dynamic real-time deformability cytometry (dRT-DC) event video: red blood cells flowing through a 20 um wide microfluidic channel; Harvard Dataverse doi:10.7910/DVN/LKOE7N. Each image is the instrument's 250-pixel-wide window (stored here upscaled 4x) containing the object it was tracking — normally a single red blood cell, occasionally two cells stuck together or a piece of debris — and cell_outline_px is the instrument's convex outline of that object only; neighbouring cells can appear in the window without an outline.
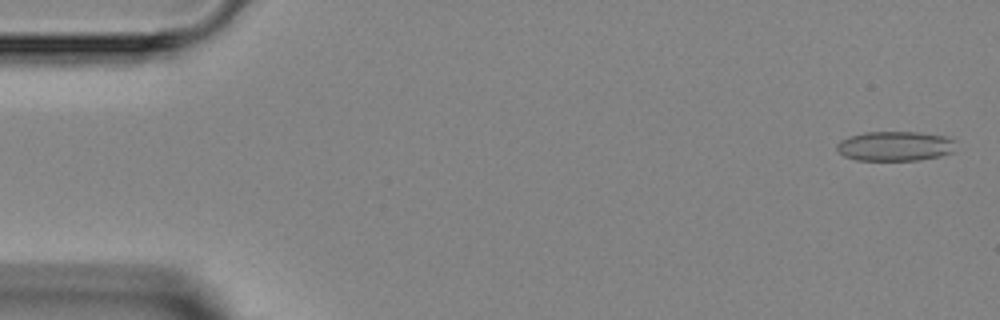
{"species": "Egyptian fruit bat (a non-hibernating species)", "species_latin": "Rousettus aegyptiacus", "temperature_condition": "room temperature", "stored_images_in_passage": 4, "camera_frame_rate_fps": 3000, "um_per_image_px": 0.085, "animal": {"sex": "female"}, "frame": {"image": 1, "passage_image": 1, "time_ms": 0.0, "image_size_px": [1000, 320], "cell_outline_px": [[956, 140], [952, 152], [940, 156], [920, 160], [856, 160], [844, 156], [836, 148], [836, 144], [840, 140], [864, 132], [920, 132], [944, 136]], "centroid_in_image_um": [76.08, 12.42], "position_along_channel_um": 8.9, "area_um2": 20.58}}
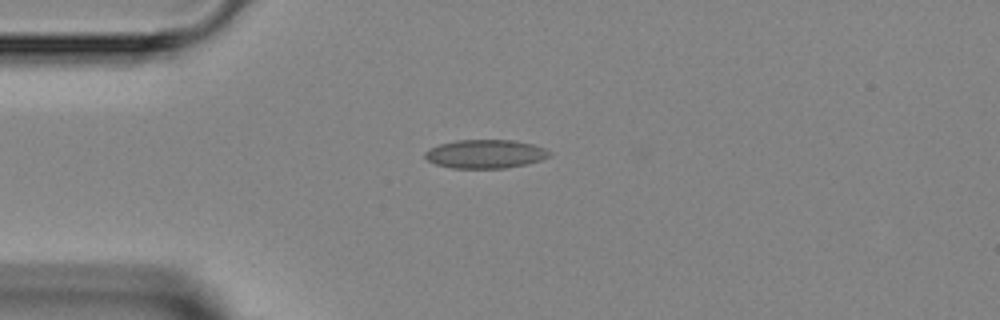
{"frame": {"image": 2, "passage_image": 4, "time_ms": 3.333, "image_size_px": [1000, 320], "cell_outline_px": [[552, 156], [528, 164], [504, 168], [452, 168], [436, 164], [428, 160], [424, 156], [424, 152], [440, 144], [456, 140], [512, 140], [532, 144], [544, 148], [552, 152]], "centroid_in_image_um": [41.29, 13.09], "position_along_channel_um": 43.7, "area_um2": 20.75}}